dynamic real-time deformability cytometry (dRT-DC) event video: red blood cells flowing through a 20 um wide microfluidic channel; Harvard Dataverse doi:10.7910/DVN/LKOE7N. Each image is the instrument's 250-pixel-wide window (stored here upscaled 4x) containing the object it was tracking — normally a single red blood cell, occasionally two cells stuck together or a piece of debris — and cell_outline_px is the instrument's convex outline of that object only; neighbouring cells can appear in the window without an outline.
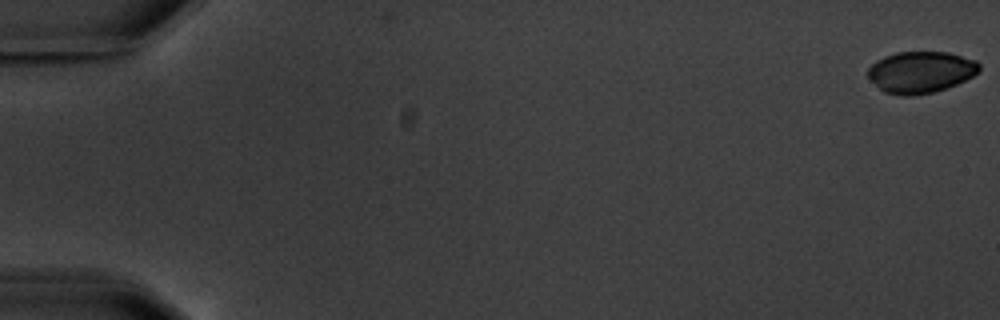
{"species": "common noctule bat (a hibernating species)", "species_latin": "Nyctalus noctula", "temperature_condition": "warm", "stored_images_in_passage": 6, "camera_frame_rate_fps": 3000, "um_per_image_px": 0.085, "animal": {"sex": "male", "body_mass_g": 20.1, "forearm_length_mm": 53.5}, "frame": {"image": 1, "passage_image": 1, "time_ms": 0.0, "image_size_px": [1000, 320], "cell_outline_px": [[980, 72], [956, 84], [932, 92], [912, 96], [900, 96], [884, 92], [868, 76], [868, 68], [876, 60], [884, 56], [896, 52], [948, 52], [976, 60], [980, 64]], "centroid_in_image_um": [78.26, 6.12], "position_along_channel_um": 6.7, "area_um2": 26.88}}
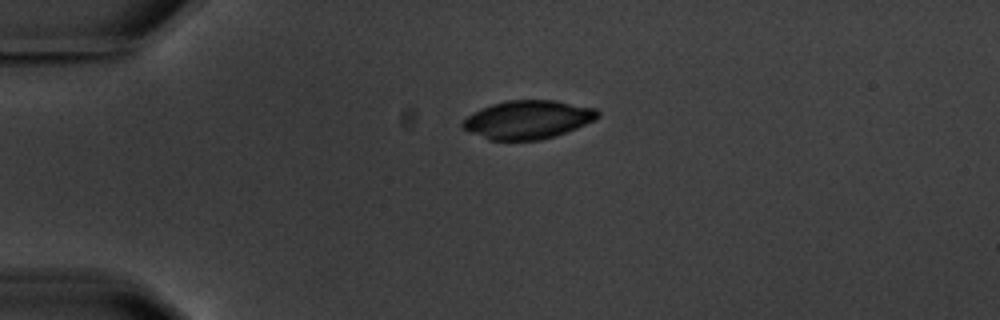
{"frame": {"image": 2, "passage_image": 5, "time_ms": 4.667, "image_size_px": [1000, 320], "cell_outline_px": [[600, 116], [596, 120], [556, 136], [540, 140], [488, 140], [464, 128], [460, 124], [472, 112], [480, 108], [492, 104], [508, 100], [556, 100], [596, 108], [600, 112]], "centroid_in_image_um": [44.9, 10.16], "position_along_channel_um": 40.1, "area_um2": 30.35}}